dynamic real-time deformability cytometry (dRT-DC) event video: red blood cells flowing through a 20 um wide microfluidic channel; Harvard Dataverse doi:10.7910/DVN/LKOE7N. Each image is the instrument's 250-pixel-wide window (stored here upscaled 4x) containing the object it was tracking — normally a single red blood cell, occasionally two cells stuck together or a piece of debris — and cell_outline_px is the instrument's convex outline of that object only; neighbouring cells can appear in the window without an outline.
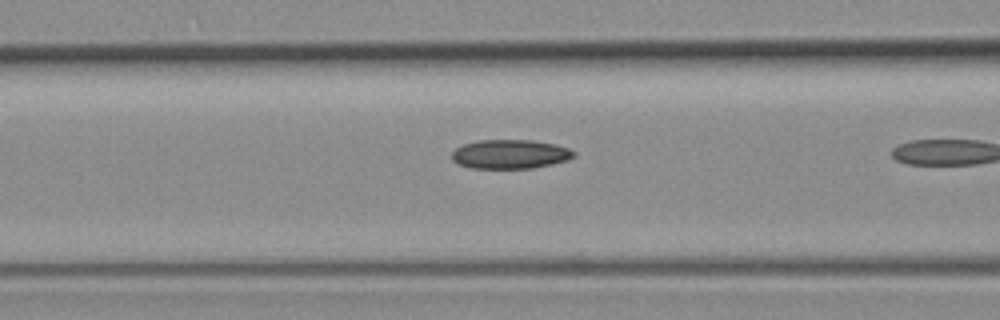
{"species": "common noctule bat (a hibernating species)", "species_latin": "Nyctalus noctula", "temperature_condition": "room temperature", "stored_images_in_passage": 10, "camera_frame_rate_fps": 3000, "um_per_image_px": 0.085, "animal": {"sex": "female", "body_mass_g": 19.3, "forearm_length_mm": 54.1}, "frame": {"image": 1, "passage_image": 9, "time_ms": 2.667, "image_size_px": [1000, 320], "cell_outline_px": [[576, 156], [568, 160], [552, 164], [532, 168], [472, 168], [456, 164], [452, 160], [452, 152], [456, 148], [464, 144], [476, 140], [532, 140], [556, 144], [568, 148], [576, 152]], "centroid_in_image_um": [43.37, 13.1], "position_along_channel_um": 123.2, "area_um2": 20.87}}